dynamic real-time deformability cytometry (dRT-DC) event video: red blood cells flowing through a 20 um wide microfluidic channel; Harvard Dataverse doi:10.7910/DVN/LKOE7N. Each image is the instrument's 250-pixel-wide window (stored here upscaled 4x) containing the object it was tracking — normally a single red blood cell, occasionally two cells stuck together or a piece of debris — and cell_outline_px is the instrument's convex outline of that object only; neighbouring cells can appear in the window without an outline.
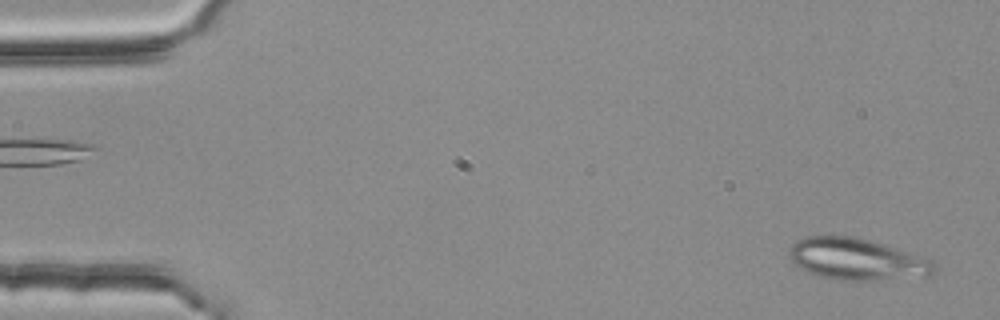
{"species": "common noctule bat (a hibernating species)", "species_latin": "Nyctalus noctula", "temperature_condition": "room temperature", "stored_images_in_passage": 38, "camera_frame_rate_fps": 3000, "um_per_image_px": 0.085, "animal": {"sex": "female", "body_mass_g": 25.1}, "frame": {"image": 1, "passage_image": 2, "time_ms": 0.333, "image_size_px": [1000, 320], "cell_outline_px": [[936, 272], [928, 276], [872, 280], [840, 280], [824, 276], [800, 268], [788, 256], [788, 252], [792, 244], [796, 240], [804, 236], [852, 236], [868, 240], [932, 260], [936, 264]], "centroid_in_image_um": [72.82, 22.03], "position_along_channel_um": 12.2, "area_um2": 34.62}}
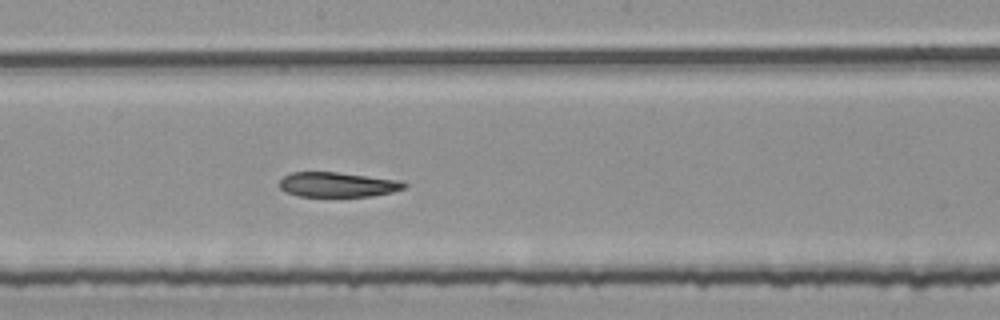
{"frame": {"image": 2, "passage_image": 29, "time_ms": 9.333, "image_size_px": [1000, 320], "cell_outline_px": [[408, 184], [404, 188], [392, 192], [372, 196], [300, 196], [284, 192], [280, 188], [280, 180], [284, 176], [292, 172], [336, 172], [400, 180]], "centroid_in_image_um": [28.69, 15.69], "position_along_channel_um": 219.5, "area_um2": 17.98}}
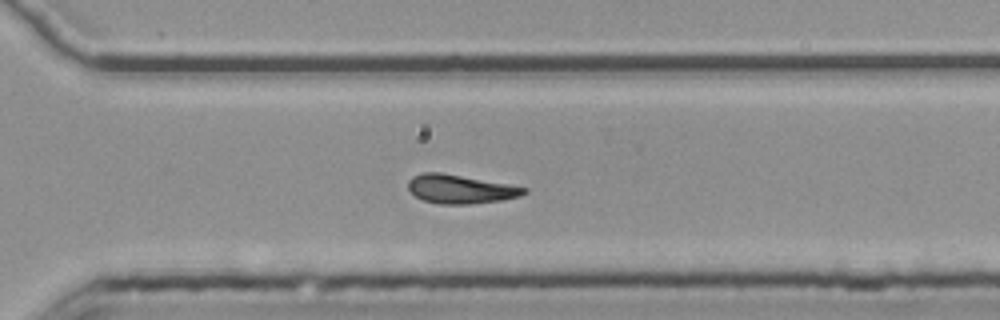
{"frame": {"image": 3, "passage_image": 38, "time_ms": 12.333, "image_size_px": [1000, 320], "cell_outline_px": [[528, 192], [520, 196], [504, 200], [472, 204], [440, 204], [424, 200], [416, 196], [408, 188], [408, 180], [412, 176], [420, 172], [440, 172], [508, 184], [528, 188]], "centroid_in_image_um": [39.14, 16.07], "position_along_channel_um": 331.5, "area_um2": 19.48}}